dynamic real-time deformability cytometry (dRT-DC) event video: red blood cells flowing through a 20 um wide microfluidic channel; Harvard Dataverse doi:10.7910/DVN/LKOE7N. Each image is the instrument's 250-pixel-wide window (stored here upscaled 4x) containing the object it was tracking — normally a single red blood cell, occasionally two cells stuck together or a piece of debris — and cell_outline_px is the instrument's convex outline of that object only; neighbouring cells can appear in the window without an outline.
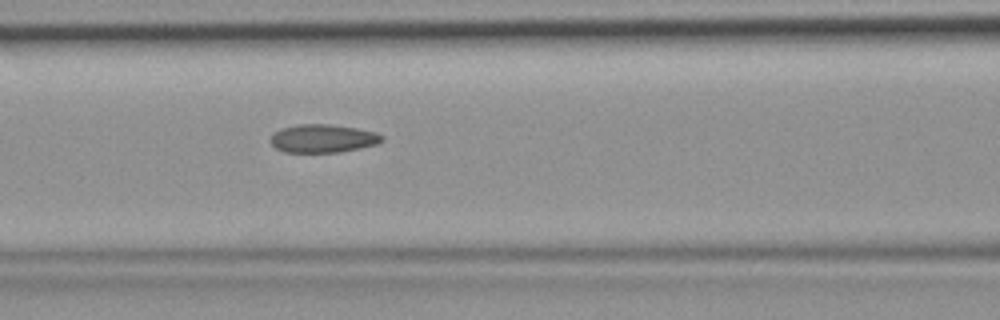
{"species": "common noctule bat (a hibernating species)", "species_latin": "Nyctalus noctula", "temperature_condition": "room temperature", "stored_images_in_passage": 40, "camera_frame_rate_fps": 3000, "um_per_image_px": 0.085, "animal": {"sex": "female", "body_mass_g": 19.9}, "frame": {"image": 1, "passage_image": 13, "time_ms": 4.0, "image_size_px": [1000, 320], "cell_outline_px": [[384, 140], [376, 144], [360, 148], [336, 152], [284, 152], [276, 148], [268, 140], [280, 128], [296, 124], [328, 124], [356, 128], [376, 132], [384, 136]], "centroid_in_image_um": [27.44, 11.76], "position_along_channel_um": 139.2, "area_um2": 18.32}}
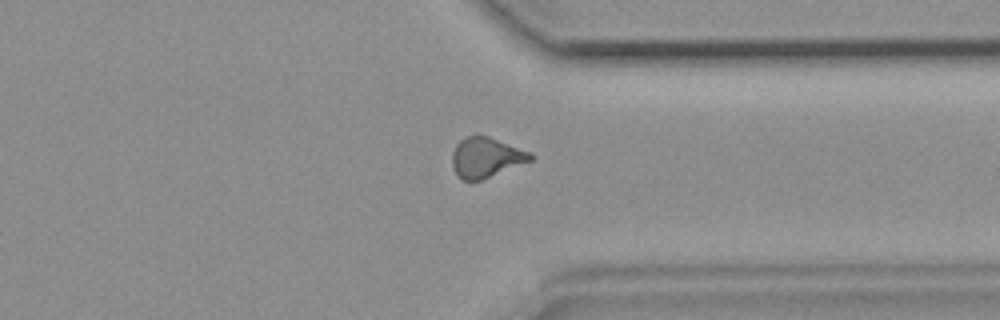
{"frame": {"image": 2, "passage_image": 29, "time_ms": 9.333, "image_size_px": [1000, 320], "cell_outline_px": [[536, 156], [532, 160], [480, 180], [460, 180], [452, 168], [452, 152], [456, 144], [464, 136], [476, 132], [488, 136], [532, 152]], "centroid_in_image_um": [41.29, 13.34], "position_along_channel_um": 370.1, "area_um2": 18.67}}
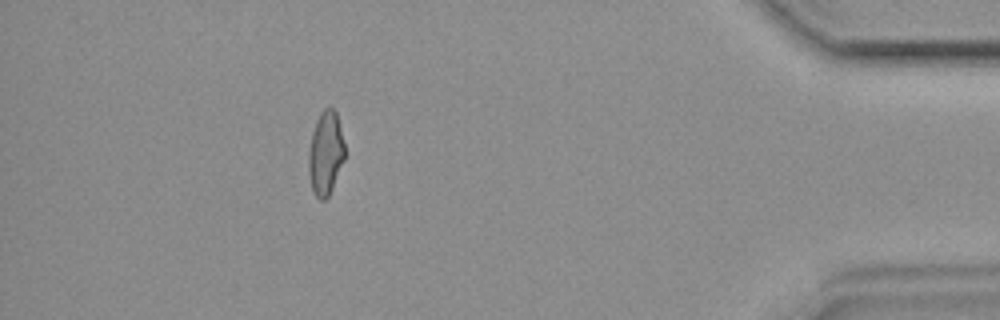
{"frame": {"image": 3, "passage_image": 35, "time_ms": 11.333, "image_size_px": [1000, 320], "cell_outline_px": [[344, 160], [332, 188], [328, 196], [324, 200], [320, 200], [316, 196], [312, 188], [308, 172], [308, 152], [312, 132], [316, 120], [320, 112], [324, 108], [332, 108], [336, 112], [344, 144]], "centroid_in_image_um": [27.66, 13.02], "position_along_channel_um": 407.5, "area_um2": 17.51}}